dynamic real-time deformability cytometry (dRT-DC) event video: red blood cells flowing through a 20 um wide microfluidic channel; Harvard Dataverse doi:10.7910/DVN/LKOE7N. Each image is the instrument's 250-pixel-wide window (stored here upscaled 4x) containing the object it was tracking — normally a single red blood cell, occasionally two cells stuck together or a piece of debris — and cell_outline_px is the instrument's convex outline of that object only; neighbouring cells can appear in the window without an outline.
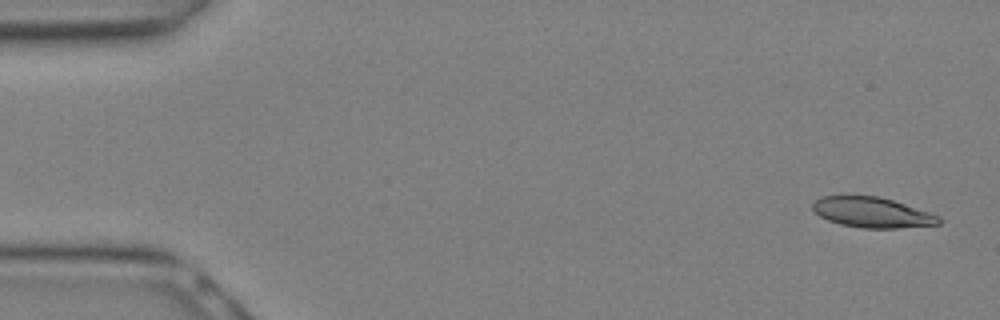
{"species": "Egyptian fruit bat (a non-hibernating species)", "species_latin": "Rousettus aegyptiacus", "temperature_condition": "warm", "stored_images_in_passage": 27, "camera_frame_rate_fps": 3000, "um_per_image_px": 0.085, "animal": {"sex": "female"}, "frame": {"image": 1, "passage_image": 1, "time_ms": 0.0, "image_size_px": [1000, 320], "cell_outline_px": [[940, 224], [896, 228], [864, 228], [840, 224], [828, 220], [820, 216], [812, 208], [812, 204], [820, 196], [844, 192], [876, 196], [892, 200], [940, 216]], "centroid_in_image_um": [74.03, 18.0], "position_along_channel_um": 11.0, "area_um2": 22.77}}
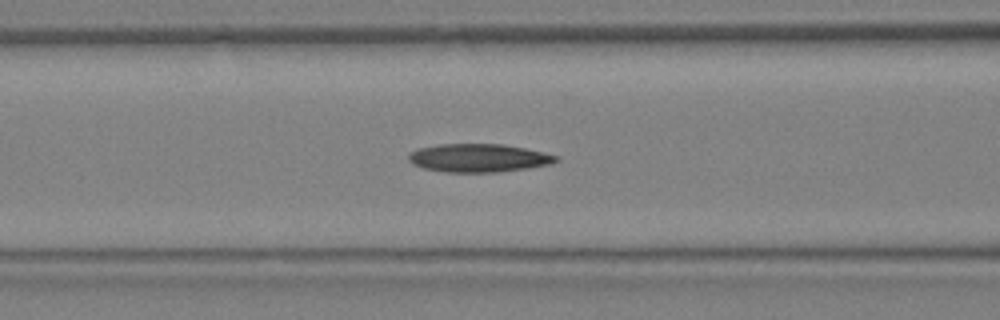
{"frame": {"image": 2, "passage_image": 11, "time_ms": 3.333, "image_size_px": [1000, 320], "cell_outline_px": [[560, 160], [548, 164], [528, 168], [496, 172], [444, 172], [424, 168], [412, 164], [408, 160], [408, 152], [416, 148], [440, 144], [504, 144], [524, 148], [556, 156]], "centroid_in_image_um": [40.6, 13.42], "position_along_channel_um": 126.0, "area_um2": 24.22}}
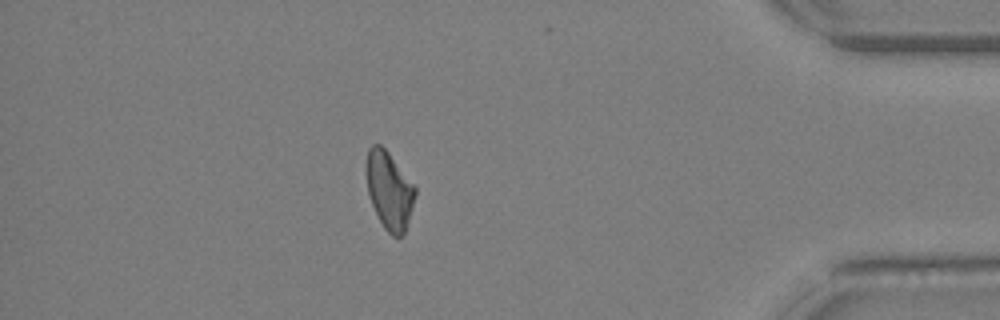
{"frame": {"image": 3, "passage_image": 24, "time_ms": 7.667, "image_size_px": [1000, 320], "cell_outline_px": [[416, 192], [408, 220], [404, 232], [400, 236], [392, 236], [384, 228], [368, 196], [368, 148], [372, 144], [380, 144], [388, 152], [416, 188]], "centroid_in_image_um": [33.09, 16.19], "position_along_channel_um": 402.1, "area_um2": 21.27}}